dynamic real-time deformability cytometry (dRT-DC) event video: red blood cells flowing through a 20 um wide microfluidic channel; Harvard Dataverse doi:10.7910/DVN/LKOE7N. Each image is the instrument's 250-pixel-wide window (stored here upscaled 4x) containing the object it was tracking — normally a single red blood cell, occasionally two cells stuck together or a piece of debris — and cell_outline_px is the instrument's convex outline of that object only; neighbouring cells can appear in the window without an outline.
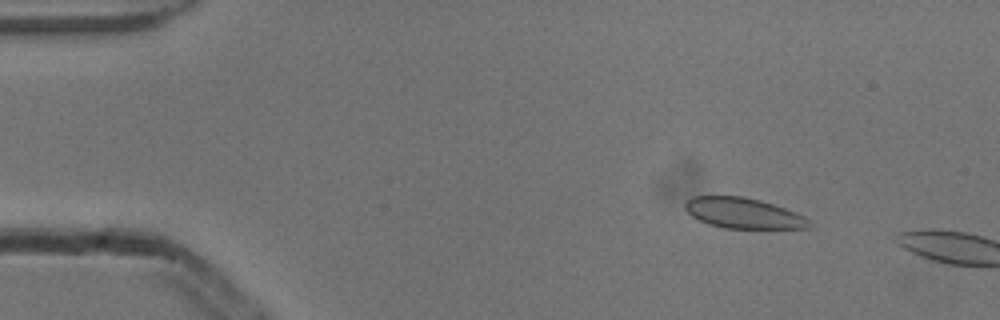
{"species": "common noctule bat (a hibernating species)", "species_latin": "Nyctalus noctula", "temperature_condition": "cold", "stored_images_in_passage": 3, "camera_frame_rate_fps": 3000, "um_per_image_px": 0.085, "animal": {"sex": "male", "body_mass_g": 13.3}, "frame": {"image": 1, "passage_image": 2, "time_ms": 0.333, "image_size_px": [1000, 320], "cell_outline_px": [[812, 224], [808, 228], [724, 228], [708, 224], [692, 216], [684, 208], [684, 204], [692, 196], [744, 196], [760, 200], [784, 208], [804, 216]], "centroid_in_image_um": [63.16, 18.11], "position_along_channel_um": 21.8, "area_um2": 21.91}}